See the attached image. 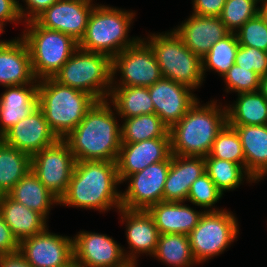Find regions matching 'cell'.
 <instances>
[{"label": "cell", "mask_w": 267, "mask_h": 267, "mask_svg": "<svg viewBox=\"0 0 267 267\" xmlns=\"http://www.w3.org/2000/svg\"><path fill=\"white\" fill-rule=\"evenodd\" d=\"M239 43L235 33H230L225 38L215 43L210 51L202 58L203 74L207 71H215L220 77L235 64Z\"/></svg>", "instance_id": "obj_34"}, {"label": "cell", "mask_w": 267, "mask_h": 267, "mask_svg": "<svg viewBox=\"0 0 267 267\" xmlns=\"http://www.w3.org/2000/svg\"><path fill=\"white\" fill-rule=\"evenodd\" d=\"M26 24L27 29L20 37L27 44L33 74L38 81L53 78L79 48V43L67 34L39 26L34 20Z\"/></svg>", "instance_id": "obj_8"}, {"label": "cell", "mask_w": 267, "mask_h": 267, "mask_svg": "<svg viewBox=\"0 0 267 267\" xmlns=\"http://www.w3.org/2000/svg\"><path fill=\"white\" fill-rule=\"evenodd\" d=\"M194 14L201 16H220L226 0H192Z\"/></svg>", "instance_id": "obj_43"}, {"label": "cell", "mask_w": 267, "mask_h": 267, "mask_svg": "<svg viewBox=\"0 0 267 267\" xmlns=\"http://www.w3.org/2000/svg\"><path fill=\"white\" fill-rule=\"evenodd\" d=\"M186 47L203 58L211 47L231 32L218 16H201L192 13L187 20L174 28Z\"/></svg>", "instance_id": "obj_20"}, {"label": "cell", "mask_w": 267, "mask_h": 267, "mask_svg": "<svg viewBox=\"0 0 267 267\" xmlns=\"http://www.w3.org/2000/svg\"><path fill=\"white\" fill-rule=\"evenodd\" d=\"M16 0H0V24L5 27L8 22L21 23Z\"/></svg>", "instance_id": "obj_44"}, {"label": "cell", "mask_w": 267, "mask_h": 267, "mask_svg": "<svg viewBox=\"0 0 267 267\" xmlns=\"http://www.w3.org/2000/svg\"><path fill=\"white\" fill-rule=\"evenodd\" d=\"M13 200L40 213L46 220L59 200L45 187L31 170L8 193Z\"/></svg>", "instance_id": "obj_27"}, {"label": "cell", "mask_w": 267, "mask_h": 267, "mask_svg": "<svg viewBox=\"0 0 267 267\" xmlns=\"http://www.w3.org/2000/svg\"><path fill=\"white\" fill-rule=\"evenodd\" d=\"M95 5L88 0H58L34 21L45 29L67 34L79 43L85 35Z\"/></svg>", "instance_id": "obj_15"}, {"label": "cell", "mask_w": 267, "mask_h": 267, "mask_svg": "<svg viewBox=\"0 0 267 267\" xmlns=\"http://www.w3.org/2000/svg\"><path fill=\"white\" fill-rule=\"evenodd\" d=\"M204 158L228 160L245 168V155L236 129L226 124L216 136L209 155Z\"/></svg>", "instance_id": "obj_35"}, {"label": "cell", "mask_w": 267, "mask_h": 267, "mask_svg": "<svg viewBox=\"0 0 267 267\" xmlns=\"http://www.w3.org/2000/svg\"><path fill=\"white\" fill-rule=\"evenodd\" d=\"M235 34L239 45L267 52V21L261 12L249 19Z\"/></svg>", "instance_id": "obj_38"}, {"label": "cell", "mask_w": 267, "mask_h": 267, "mask_svg": "<svg viewBox=\"0 0 267 267\" xmlns=\"http://www.w3.org/2000/svg\"><path fill=\"white\" fill-rule=\"evenodd\" d=\"M0 267H32L19 253L0 255Z\"/></svg>", "instance_id": "obj_45"}, {"label": "cell", "mask_w": 267, "mask_h": 267, "mask_svg": "<svg viewBox=\"0 0 267 267\" xmlns=\"http://www.w3.org/2000/svg\"><path fill=\"white\" fill-rule=\"evenodd\" d=\"M238 234V219L232 211H204L188 235L193 257L200 264L219 256L237 240Z\"/></svg>", "instance_id": "obj_9"}, {"label": "cell", "mask_w": 267, "mask_h": 267, "mask_svg": "<svg viewBox=\"0 0 267 267\" xmlns=\"http://www.w3.org/2000/svg\"><path fill=\"white\" fill-rule=\"evenodd\" d=\"M96 101L87 92L62 85L53 78L39 80L38 107L58 139L73 131Z\"/></svg>", "instance_id": "obj_4"}, {"label": "cell", "mask_w": 267, "mask_h": 267, "mask_svg": "<svg viewBox=\"0 0 267 267\" xmlns=\"http://www.w3.org/2000/svg\"><path fill=\"white\" fill-rule=\"evenodd\" d=\"M148 91L155 114L169 128L180 121L198 100L194 90L164 77L149 86Z\"/></svg>", "instance_id": "obj_16"}, {"label": "cell", "mask_w": 267, "mask_h": 267, "mask_svg": "<svg viewBox=\"0 0 267 267\" xmlns=\"http://www.w3.org/2000/svg\"><path fill=\"white\" fill-rule=\"evenodd\" d=\"M116 161H78L59 205L105 212L121 208Z\"/></svg>", "instance_id": "obj_2"}, {"label": "cell", "mask_w": 267, "mask_h": 267, "mask_svg": "<svg viewBox=\"0 0 267 267\" xmlns=\"http://www.w3.org/2000/svg\"><path fill=\"white\" fill-rule=\"evenodd\" d=\"M39 84L36 80L25 41L20 37L0 45V85L3 87Z\"/></svg>", "instance_id": "obj_21"}, {"label": "cell", "mask_w": 267, "mask_h": 267, "mask_svg": "<svg viewBox=\"0 0 267 267\" xmlns=\"http://www.w3.org/2000/svg\"><path fill=\"white\" fill-rule=\"evenodd\" d=\"M169 267H193L198 265L193 257L189 237L184 234H160L152 256Z\"/></svg>", "instance_id": "obj_31"}, {"label": "cell", "mask_w": 267, "mask_h": 267, "mask_svg": "<svg viewBox=\"0 0 267 267\" xmlns=\"http://www.w3.org/2000/svg\"><path fill=\"white\" fill-rule=\"evenodd\" d=\"M4 32V27L0 24V35ZM7 40H0V45L4 44Z\"/></svg>", "instance_id": "obj_49"}, {"label": "cell", "mask_w": 267, "mask_h": 267, "mask_svg": "<svg viewBox=\"0 0 267 267\" xmlns=\"http://www.w3.org/2000/svg\"><path fill=\"white\" fill-rule=\"evenodd\" d=\"M0 95V137L38 106V84L5 87Z\"/></svg>", "instance_id": "obj_24"}, {"label": "cell", "mask_w": 267, "mask_h": 267, "mask_svg": "<svg viewBox=\"0 0 267 267\" xmlns=\"http://www.w3.org/2000/svg\"><path fill=\"white\" fill-rule=\"evenodd\" d=\"M109 103L108 99L96 101L76 128L63 139L76 162L117 160L122 144L121 126L117 122L115 107Z\"/></svg>", "instance_id": "obj_1"}, {"label": "cell", "mask_w": 267, "mask_h": 267, "mask_svg": "<svg viewBox=\"0 0 267 267\" xmlns=\"http://www.w3.org/2000/svg\"><path fill=\"white\" fill-rule=\"evenodd\" d=\"M222 197L223 193L205 172L192 183L187 201L195 206H200L201 208L206 209L204 210L206 212L220 211L223 210V208H216L214 207V204H216Z\"/></svg>", "instance_id": "obj_37"}, {"label": "cell", "mask_w": 267, "mask_h": 267, "mask_svg": "<svg viewBox=\"0 0 267 267\" xmlns=\"http://www.w3.org/2000/svg\"><path fill=\"white\" fill-rule=\"evenodd\" d=\"M31 171V155L0 139V195L7 194Z\"/></svg>", "instance_id": "obj_30"}, {"label": "cell", "mask_w": 267, "mask_h": 267, "mask_svg": "<svg viewBox=\"0 0 267 267\" xmlns=\"http://www.w3.org/2000/svg\"><path fill=\"white\" fill-rule=\"evenodd\" d=\"M205 173V158L171 155L163 201L185 202L192 183Z\"/></svg>", "instance_id": "obj_22"}, {"label": "cell", "mask_w": 267, "mask_h": 267, "mask_svg": "<svg viewBox=\"0 0 267 267\" xmlns=\"http://www.w3.org/2000/svg\"><path fill=\"white\" fill-rule=\"evenodd\" d=\"M184 202L161 201L147 211L154 219L159 234L189 233L197 226L204 210H195Z\"/></svg>", "instance_id": "obj_23"}, {"label": "cell", "mask_w": 267, "mask_h": 267, "mask_svg": "<svg viewBox=\"0 0 267 267\" xmlns=\"http://www.w3.org/2000/svg\"><path fill=\"white\" fill-rule=\"evenodd\" d=\"M235 64L253 70L260 77L267 74V52L253 47L239 45Z\"/></svg>", "instance_id": "obj_40"}, {"label": "cell", "mask_w": 267, "mask_h": 267, "mask_svg": "<svg viewBox=\"0 0 267 267\" xmlns=\"http://www.w3.org/2000/svg\"><path fill=\"white\" fill-rule=\"evenodd\" d=\"M117 73L121 74L118 80L115 77L118 75ZM161 78L162 74L155 54L143 38L112 58L111 87L139 86L148 88Z\"/></svg>", "instance_id": "obj_10"}, {"label": "cell", "mask_w": 267, "mask_h": 267, "mask_svg": "<svg viewBox=\"0 0 267 267\" xmlns=\"http://www.w3.org/2000/svg\"><path fill=\"white\" fill-rule=\"evenodd\" d=\"M258 91L267 99V74L260 78Z\"/></svg>", "instance_id": "obj_46"}, {"label": "cell", "mask_w": 267, "mask_h": 267, "mask_svg": "<svg viewBox=\"0 0 267 267\" xmlns=\"http://www.w3.org/2000/svg\"><path fill=\"white\" fill-rule=\"evenodd\" d=\"M239 134L245 169L257 181L267 171V125H230Z\"/></svg>", "instance_id": "obj_26"}, {"label": "cell", "mask_w": 267, "mask_h": 267, "mask_svg": "<svg viewBox=\"0 0 267 267\" xmlns=\"http://www.w3.org/2000/svg\"><path fill=\"white\" fill-rule=\"evenodd\" d=\"M135 12L96 4L89 16L79 48L109 55L111 58L134 45L142 37H129Z\"/></svg>", "instance_id": "obj_5"}, {"label": "cell", "mask_w": 267, "mask_h": 267, "mask_svg": "<svg viewBox=\"0 0 267 267\" xmlns=\"http://www.w3.org/2000/svg\"><path fill=\"white\" fill-rule=\"evenodd\" d=\"M19 253L32 267H59L73 258V238L49 232L46 227L22 240Z\"/></svg>", "instance_id": "obj_14"}, {"label": "cell", "mask_w": 267, "mask_h": 267, "mask_svg": "<svg viewBox=\"0 0 267 267\" xmlns=\"http://www.w3.org/2000/svg\"><path fill=\"white\" fill-rule=\"evenodd\" d=\"M19 252V242L0 214V255Z\"/></svg>", "instance_id": "obj_42"}, {"label": "cell", "mask_w": 267, "mask_h": 267, "mask_svg": "<svg viewBox=\"0 0 267 267\" xmlns=\"http://www.w3.org/2000/svg\"><path fill=\"white\" fill-rule=\"evenodd\" d=\"M123 252L107 234L80 231L73 237V257L80 267H130Z\"/></svg>", "instance_id": "obj_13"}, {"label": "cell", "mask_w": 267, "mask_h": 267, "mask_svg": "<svg viewBox=\"0 0 267 267\" xmlns=\"http://www.w3.org/2000/svg\"><path fill=\"white\" fill-rule=\"evenodd\" d=\"M259 0H226L219 16L231 33H236L249 19L260 12Z\"/></svg>", "instance_id": "obj_36"}, {"label": "cell", "mask_w": 267, "mask_h": 267, "mask_svg": "<svg viewBox=\"0 0 267 267\" xmlns=\"http://www.w3.org/2000/svg\"><path fill=\"white\" fill-rule=\"evenodd\" d=\"M121 125V143H137L154 138L170 137L169 127L155 113L126 119Z\"/></svg>", "instance_id": "obj_32"}, {"label": "cell", "mask_w": 267, "mask_h": 267, "mask_svg": "<svg viewBox=\"0 0 267 267\" xmlns=\"http://www.w3.org/2000/svg\"><path fill=\"white\" fill-rule=\"evenodd\" d=\"M75 164L76 159L63 139L31 156V170L59 201L66 194Z\"/></svg>", "instance_id": "obj_11"}, {"label": "cell", "mask_w": 267, "mask_h": 267, "mask_svg": "<svg viewBox=\"0 0 267 267\" xmlns=\"http://www.w3.org/2000/svg\"><path fill=\"white\" fill-rule=\"evenodd\" d=\"M262 5H260V12L265 17L267 21V1L261 2Z\"/></svg>", "instance_id": "obj_48"}, {"label": "cell", "mask_w": 267, "mask_h": 267, "mask_svg": "<svg viewBox=\"0 0 267 267\" xmlns=\"http://www.w3.org/2000/svg\"><path fill=\"white\" fill-rule=\"evenodd\" d=\"M170 137L154 138L137 143H122L116 160L121 183L147 166L167 160L171 156Z\"/></svg>", "instance_id": "obj_18"}, {"label": "cell", "mask_w": 267, "mask_h": 267, "mask_svg": "<svg viewBox=\"0 0 267 267\" xmlns=\"http://www.w3.org/2000/svg\"><path fill=\"white\" fill-rule=\"evenodd\" d=\"M0 139L31 156L58 140L38 106L27 117L8 129Z\"/></svg>", "instance_id": "obj_17"}, {"label": "cell", "mask_w": 267, "mask_h": 267, "mask_svg": "<svg viewBox=\"0 0 267 267\" xmlns=\"http://www.w3.org/2000/svg\"><path fill=\"white\" fill-rule=\"evenodd\" d=\"M0 214L19 243L41 233L48 225V220L40 213L13 200L8 194L0 195Z\"/></svg>", "instance_id": "obj_25"}, {"label": "cell", "mask_w": 267, "mask_h": 267, "mask_svg": "<svg viewBox=\"0 0 267 267\" xmlns=\"http://www.w3.org/2000/svg\"><path fill=\"white\" fill-rule=\"evenodd\" d=\"M170 164L171 156L129 175L125 181L130 183L127 189L121 192V207L147 211L151 206L163 201L164 184Z\"/></svg>", "instance_id": "obj_12"}, {"label": "cell", "mask_w": 267, "mask_h": 267, "mask_svg": "<svg viewBox=\"0 0 267 267\" xmlns=\"http://www.w3.org/2000/svg\"><path fill=\"white\" fill-rule=\"evenodd\" d=\"M217 100L200 104L199 99L185 116L169 128L171 154L206 157L218 133L227 124L226 107Z\"/></svg>", "instance_id": "obj_3"}, {"label": "cell", "mask_w": 267, "mask_h": 267, "mask_svg": "<svg viewBox=\"0 0 267 267\" xmlns=\"http://www.w3.org/2000/svg\"><path fill=\"white\" fill-rule=\"evenodd\" d=\"M152 48L162 77L183 84L190 89L201 87L204 78L202 58L192 53L174 29L165 33H151L143 38Z\"/></svg>", "instance_id": "obj_6"}, {"label": "cell", "mask_w": 267, "mask_h": 267, "mask_svg": "<svg viewBox=\"0 0 267 267\" xmlns=\"http://www.w3.org/2000/svg\"><path fill=\"white\" fill-rule=\"evenodd\" d=\"M233 104L225 105L229 125H267V99L259 92L236 94Z\"/></svg>", "instance_id": "obj_28"}, {"label": "cell", "mask_w": 267, "mask_h": 267, "mask_svg": "<svg viewBox=\"0 0 267 267\" xmlns=\"http://www.w3.org/2000/svg\"><path fill=\"white\" fill-rule=\"evenodd\" d=\"M53 79L62 85L87 92L97 101L109 99L112 58L78 48Z\"/></svg>", "instance_id": "obj_7"}, {"label": "cell", "mask_w": 267, "mask_h": 267, "mask_svg": "<svg viewBox=\"0 0 267 267\" xmlns=\"http://www.w3.org/2000/svg\"><path fill=\"white\" fill-rule=\"evenodd\" d=\"M260 78L253 70L234 64L223 76V81L226 84L225 91L227 93L233 91L237 94L258 91Z\"/></svg>", "instance_id": "obj_39"}, {"label": "cell", "mask_w": 267, "mask_h": 267, "mask_svg": "<svg viewBox=\"0 0 267 267\" xmlns=\"http://www.w3.org/2000/svg\"><path fill=\"white\" fill-rule=\"evenodd\" d=\"M25 3V8L16 0L17 7L21 16L24 20L23 23L34 20L38 15H40L44 10L48 9L52 4L58 0H23Z\"/></svg>", "instance_id": "obj_41"}, {"label": "cell", "mask_w": 267, "mask_h": 267, "mask_svg": "<svg viewBox=\"0 0 267 267\" xmlns=\"http://www.w3.org/2000/svg\"><path fill=\"white\" fill-rule=\"evenodd\" d=\"M122 224L126 226V239L130 251L123 252L126 260L132 265H137L140 254L153 256L158 243L159 231L154 219L146 210H128L120 208Z\"/></svg>", "instance_id": "obj_19"}, {"label": "cell", "mask_w": 267, "mask_h": 267, "mask_svg": "<svg viewBox=\"0 0 267 267\" xmlns=\"http://www.w3.org/2000/svg\"><path fill=\"white\" fill-rule=\"evenodd\" d=\"M205 172L223 194L239 188L244 179L256 183L243 166L228 160L205 158Z\"/></svg>", "instance_id": "obj_33"}, {"label": "cell", "mask_w": 267, "mask_h": 267, "mask_svg": "<svg viewBox=\"0 0 267 267\" xmlns=\"http://www.w3.org/2000/svg\"><path fill=\"white\" fill-rule=\"evenodd\" d=\"M59 267H80L76 259L73 257L69 262H67L65 265L59 266Z\"/></svg>", "instance_id": "obj_47"}, {"label": "cell", "mask_w": 267, "mask_h": 267, "mask_svg": "<svg viewBox=\"0 0 267 267\" xmlns=\"http://www.w3.org/2000/svg\"><path fill=\"white\" fill-rule=\"evenodd\" d=\"M264 176H267V171L256 181V182H260V180H262V178H265Z\"/></svg>", "instance_id": "obj_50"}, {"label": "cell", "mask_w": 267, "mask_h": 267, "mask_svg": "<svg viewBox=\"0 0 267 267\" xmlns=\"http://www.w3.org/2000/svg\"><path fill=\"white\" fill-rule=\"evenodd\" d=\"M108 100L113 104L117 116H120L119 118L121 119L155 113L147 87H111V93Z\"/></svg>", "instance_id": "obj_29"}]
</instances>
